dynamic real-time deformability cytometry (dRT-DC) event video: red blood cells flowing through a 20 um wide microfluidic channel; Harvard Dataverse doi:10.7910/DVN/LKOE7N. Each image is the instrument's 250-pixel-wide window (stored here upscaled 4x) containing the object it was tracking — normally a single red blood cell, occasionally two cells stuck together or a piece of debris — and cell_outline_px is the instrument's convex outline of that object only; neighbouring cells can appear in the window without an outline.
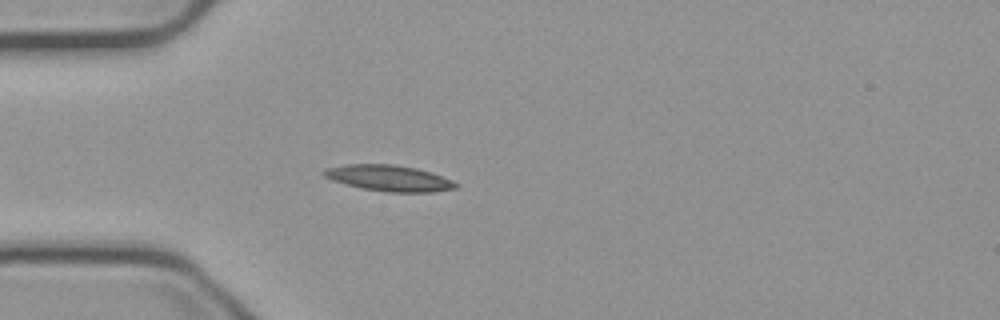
{"species": "common noctule bat (a hibernating species)", "species_latin": "Nyctalus noctula", "temperature_condition": "cold", "stored_images_in_passage": 42, "camera_frame_rate_fps": 3000, "um_per_image_px": 0.085, "animal": {"sex": "male", "body_mass_g": 23.1, "forearm_length_mm": 52.7}, "frame": {"image": 1, "passage_image": 8, "time_ms": 2.333, "image_size_px": [1000, 320], "cell_outline_px": [[460, 184], [456, 188], [432, 192], [388, 192], [360, 188], [332, 180], [324, 176], [320, 172], [324, 168], [348, 164], [392, 164], [416, 168], [452, 180]], "centroid_in_image_um": [33.02, 15.14], "position_along_channel_um": 52.0, "area_um2": 19.94}}
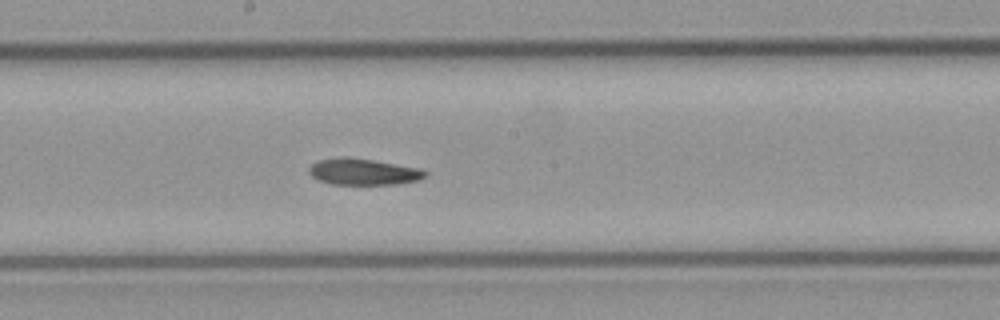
{"frame": {"image": 2, "passage_image": 22, "time_ms": 7.0, "image_size_px": [1000, 320], "cell_outline_px": [[428, 172], [420, 180], [396, 184], [332, 184], [316, 180], [308, 172], [308, 168], [312, 164], [320, 160], [340, 156], [348, 156], [420, 168]], "centroid_in_image_um": [30.85, 14.6], "position_along_channel_um": 217.3, "area_um2": 17.92}}
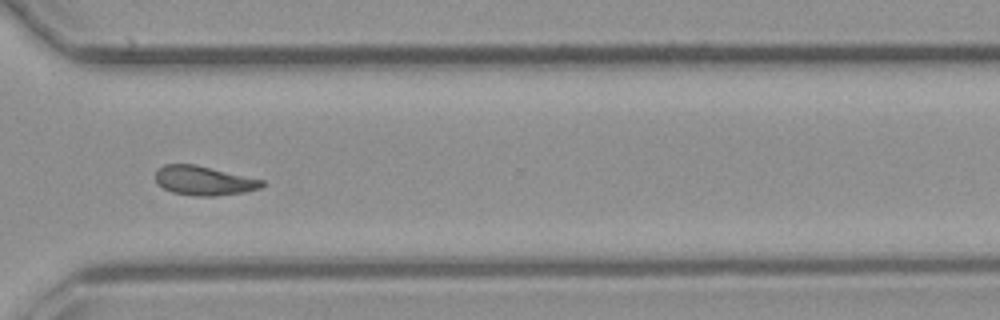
{"frame": {"image": 3, "passage_image": 33, "time_ms": 10.667, "image_size_px": [1000, 320], "cell_outline_px": [[264, 184], [260, 188], [244, 192], [216, 196], [196, 196], [172, 192], [156, 184], [156, 168], [164, 164], [196, 164], [264, 180]], "centroid_in_image_um": [17.3, 15.35], "position_along_channel_um": 353.3, "area_um2": 18.26}}